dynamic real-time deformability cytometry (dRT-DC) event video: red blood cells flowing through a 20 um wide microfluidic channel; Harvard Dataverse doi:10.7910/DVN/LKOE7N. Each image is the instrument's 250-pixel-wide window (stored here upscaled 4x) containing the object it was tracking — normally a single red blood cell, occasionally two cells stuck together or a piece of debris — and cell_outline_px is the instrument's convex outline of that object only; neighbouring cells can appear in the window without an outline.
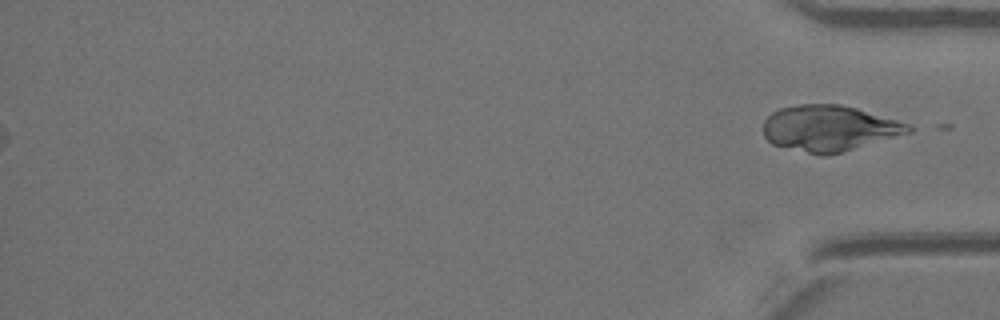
{"species": "Egyptian fruit bat (a non-hibernating species)", "species_latin": "Rousettus aegyptiacus", "temperature_condition": "warm", "stored_images_in_passage": 43, "segment_of_instrument_passage": [2, 2], "camera_frame_rate_fps": 3000, "um_per_image_px": 0.085, "animal": {"sex": "female"}, "frame": {"image": 1, "passage_image": 43, "time_ms": 14.0, "image_size_px": [1000, 320], "cell_outline_px": [[920, 128], [912, 132], [844, 152], [828, 156], [820, 156], [772, 144], [764, 136], [764, 120], [772, 112], [780, 108], [800, 104], [840, 104], [856, 108], [912, 124]], "centroid_in_image_um": [70.55, 10.91], "position_along_channel_um": 364.7, "area_um2": 39.3}}